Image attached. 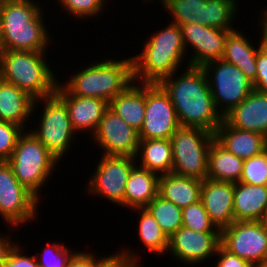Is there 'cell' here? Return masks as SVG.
<instances>
[{"label":"cell","mask_w":267,"mask_h":267,"mask_svg":"<svg viewBox=\"0 0 267 267\" xmlns=\"http://www.w3.org/2000/svg\"><path fill=\"white\" fill-rule=\"evenodd\" d=\"M184 68L180 75L176 71L159 84L169 94L180 126L215 134L224 117L215 106L206 73L199 66Z\"/></svg>","instance_id":"6da1fadb"},{"label":"cell","mask_w":267,"mask_h":267,"mask_svg":"<svg viewBox=\"0 0 267 267\" xmlns=\"http://www.w3.org/2000/svg\"><path fill=\"white\" fill-rule=\"evenodd\" d=\"M43 12L36 0H2L0 49L47 52L52 34Z\"/></svg>","instance_id":"7a4b0ae2"},{"label":"cell","mask_w":267,"mask_h":267,"mask_svg":"<svg viewBox=\"0 0 267 267\" xmlns=\"http://www.w3.org/2000/svg\"><path fill=\"white\" fill-rule=\"evenodd\" d=\"M143 44L140 53L132 56L133 78L136 82L160 83L164 78L181 70L180 66L188 56L181 28L171 22L154 31Z\"/></svg>","instance_id":"3957f363"},{"label":"cell","mask_w":267,"mask_h":267,"mask_svg":"<svg viewBox=\"0 0 267 267\" xmlns=\"http://www.w3.org/2000/svg\"><path fill=\"white\" fill-rule=\"evenodd\" d=\"M92 62L84 68L81 66L82 70L72 72L65 83L59 79V83L71 95L99 98L109 104L117 94L134 82L132 56L126 59L121 57L119 60L104 57L103 61Z\"/></svg>","instance_id":"277c9868"},{"label":"cell","mask_w":267,"mask_h":267,"mask_svg":"<svg viewBox=\"0 0 267 267\" xmlns=\"http://www.w3.org/2000/svg\"><path fill=\"white\" fill-rule=\"evenodd\" d=\"M47 60V52L0 49V78L34 100L51 96L59 80Z\"/></svg>","instance_id":"5b68a950"},{"label":"cell","mask_w":267,"mask_h":267,"mask_svg":"<svg viewBox=\"0 0 267 267\" xmlns=\"http://www.w3.org/2000/svg\"><path fill=\"white\" fill-rule=\"evenodd\" d=\"M7 162L11 165L17 180L39 200L42 187L47 185L57 166H60V161L30 130H25L19 137Z\"/></svg>","instance_id":"8992f818"},{"label":"cell","mask_w":267,"mask_h":267,"mask_svg":"<svg viewBox=\"0 0 267 267\" xmlns=\"http://www.w3.org/2000/svg\"><path fill=\"white\" fill-rule=\"evenodd\" d=\"M39 103L43 108H40V116H37L39 123L36 124L34 121L33 129L30 131L61 162V159L66 157V152L73 148L74 141L77 140L75 139L77 133L71 126L67 105L54 93L51 96L34 100L32 113L38 111Z\"/></svg>","instance_id":"52a82bcc"},{"label":"cell","mask_w":267,"mask_h":267,"mask_svg":"<svg viewBox=\"0 0 267 267\" xmlns=\"http://www.w3.org/2000/svg\"><path fill=\"white\" fill-rule=\"evenodd\" d=\"M215 135L203 128L180 126L170 137L172 173L204 180L208 174V152Z\"/></svg>","instance_id":"ba28073f"},{"label":"cell","mask_w":267,"mask_h":267,"mask_svg":"<svg viewBox=\"0 0 267 267\" xmlns=\"http://www.w3.org/2000/svg\"><path fill=\"white\" fill-rule=\"evenodd\" d=\"M40 201L17 180L11 165L0 161V216L9 229L35 221Z\"/></svg>","instance_id":"9c48e42d"},{"label":"cell","mask_w":267,"mask_h":267,"mask_svg":"<svg viewBox=\"0 0 267 267\" xmlns=\"http://www.w3.org/2000/svg\"><path fill=\"white\" fill-rule=\"evenodd\" d=\"M204 69L217 110L224 117L254 89L252 82L235 65L222 59L207 62Z\"/></svg>","instance_id":"30bf717a"},{"label":"cell","mask_w":267,"mask_h":267,"mask_svg":"<svg viewBox=\"0 0 267 267\" xmlns=\"http://www.w3.org/2000/svg\"><path fill=\"white\" fill-rule=\"evenodd\" d=\"M100 160L95 166L86 184V192L91 196L104 197L111 204L124 209V194L128 177L136 159L131 156L100 154Z\"/></svg>","instance_id":"8fae6325"},{"label":"cell","mask_w":267,"mask_h":267,"mask_svg":"<svg viewBox=\"0 0 267 267\" xmlns=\"http://www.w3.org/2000/svg\"><path fill=\"white\" fill-rule=\"evenodd\" d=\"M180 127L169 94L159 83H145V118L140 139H170Z\"/></svg>","instance_id":"7c38bea8"},{"label":"cell","mask_w":267,"mask_h":267,"mask_svg":"<svg viewBox=\"0 0 267 267\" xmlns=\"http://www.w3.org/2000/svg\"><path fill=\"white\" fill-rule=\"evenodd\" d=\"M220 245L253 266L267 264V234L259 221H235L222 228Z\"/></svg>","instance_id":"4fadbf2b"},{"label":"cell","mask_w":267,"mask_h":267,"mask_svg":"<svg viewBox=\"0 0 267 267\" xmlns=\"http://www.w3.org/2000/svg\"><path fill=\"white\" fill-rule=\"evenodd\" d=\"M104 155L136 157L140 142L139 132L128 125L109 107L91 139Z\"/></svg>","instance_id":"5bb4252c"},{"label":"cell","mask_w":267,"mask_h":267,"mask_svg":"<svg viewBox=\"0 0 267 267\" xmlns=\"http://www.w3.org/2000/svg\"><path fill=\"white\" fill-rule=\"evenodd\" d=\"M221 232H198L181 227L168 238V256L187 266H199L214 258L220 246Z\"/></svg>","instance_id":"9a60e30c"},{"label":"cell","mask_w":267,"mask_h":267,"mask_svg":"<svg viewBox=\"0 0 267 267\" xmlns=\"http://www.w3.org/2000/svg\"><path fill=\"white\" fill-rule=\"evenodd\" d=\"M186 49L190 53L184 65L202 67L207 62L222 59L228 34L234 30L199 25L195 23L179 25ZM192 51L188 50V48Z\"/></svg>","instance_id":"2e32d148"},{"label":"cell","mask_w":267,"mask_h":267,"mask_svg":"<svg viewBox=\"0 0 267 267\" xmlns=\"http://www.w3.org/2000/svg\"><path fill=\"white\" fill-rule=\"evenodd\" d=\"M55 93L67 105L73 130L77 134L80 132L90 133L89 135L91 138L96 132L104 111L109 107V104L105 100L99 98L71 95L59 82Z\"/></svg>","instance_id":"e0dca14e"},{"label":"cell","mask_w":267,"mask_h":267,"mask_svg":"<svg viewBox=\"0 0 267 267\" xmlns=\"http://www.w3.org/2000/svg\"><path fill=\"white\" fill-rule=\"evenodd\" d=\"M234 183L205 178L202 180L200 200L208 217L220 230L230 226L233 213Z\"/></svg>","instance_id":"ac0fdd59"},{"label":"cell","mask_w":267,"mask_h":267,"mask_svg":"<svg viewBox=\"0 0 267 267\" xmlns=\"http://www.w3.org/2000/svg\"><path fill=\"white\" fill-rule=\"evenodd\" d=\"M224 120L234 128L257 132L267 138V93L253 89Z\"/></svg>","instance_id":"d6986e66"},{"label":"cell","mask_w":267,"mask_h":267,"mask_svg":"<svg viewBox=\"0 0 267 267\" xmlns=\"http://www.w3.org/2000/svg\"><path fill=\"white\" fill-rule=\"evenodd\" d=\"M214 135L223 147L243 160L266 150L267 138L264 135L234 128L225 120L221 122Z\"/></svg>","instance_id":"ffe728a7"},{"label":"cell","mask_w":267,"mask_h":267,"mask_svg":"<svg viewBox=\"0 0 267 267\" xmlns=\"http://www.w3.org/2000/svg\"><path fill=\"white\" fill-rule=\"evenodd\" d=\"M33 103L34 99L26 92L0 78V121L11 122L29 130V120L36 115L32 113Z\"/></svg>","instance_id":"44dd1931"},{"label":"cell","mask_w":267,"mask_h":267,"mask_svg":"<svg viewBox=\"0 0 267 267\" xmlns=\"http://www.w3.org/2000/svg\"><path fill=\"white\" fill-rule=\"evenodd\" d=\"M243 31L236 29L228 34L222 60L237 66L254 85L257 74V52L261 48V44L258 38V45L256 43L254 45L249 39L251 37L248 36L247 38Z\"/></svg>","instance_id":"7402d4cb"},{"label":"cell","mask_w":267,"mask_h":267,"mask_svg":"<svg viewBox=\"0 0 267 267\" xmlns=\"http://www.w3.org/2000/svg\"><path fill=\"white\" fill-rule=\"evenodd\" d=\"M267 209V186L234 183L233 213L235 221H259Z\"/></svg>","instance_id":"603a6c76"},{"label":"cell","mask_w":267,"mask_h":267,"mask_svg":"<svg viewBox=\"0 0 267 267\" xmlns=\"http://www.w3.org/2000/svg\"><path fill=\"white\" fill-rule=\"evenodd\" d=\"M159 175L145 168L133 167L129 174L124 194V208H145L157 195Z\"/></svg>","instance_id":"cb8c5ba5"},{"label":"cell","mask_w":267,"mask_h":267,"mask_svg":"<svg viewBox=\"0 0 267 267\" xmlns=\"http://www.w3.org/2000/svg\"><path fill=\"white\" fill-rule=\"evenodd\" d=\"M109 108L139 132L145 118V83L132 82L109 102Z\"/></svg>","instance_id":"d4e9b609"},{"label":"cell","mask_w":267,"mask_h":267,"mask_svg":"<svg viewBox=\"0 0 267 267\" xmlns=\"http://www.w3.org/2000/svg\"><path fill=\"white\" fill-rule=\"evenodd\" d=\"M202 180L173 173L159 176L158 194L180 208L200 201Z\"/></svg>","instance_id":"484cf974"},{"label":"cell","mask_w":267,"mask_h":267,"mask_svg":"<svg viewBox=\"0 0 267 267\" xmlns=\"http://www.w3.org/2000/svg\"><path fill=\"white\" fill-rule=\"evenodd\" d=\"M135 159L138 166L159 176L172 173L173 152L170 139H140Z\"/></svg>","instance_id":"4316f807"},{"label":"cell","mask_w":267,"mask_h":267,"mask_svg":"<svg viewBox=\"0 0 267 267\" xmlns=\"http://www.w3.org/2000/svg\"><path fill=\"white\" fill-rule=\"evenodd\" d=\"M243 165V159L232 154L214 139L208 152V174L206 178L233 183L240 182Z\"/></svg>","instance_id":"83f0119b"},{"label":"cell","mask_w":267,"mask_h":267,"mask_svg":"<svg viewBox=\"0 0 267 267\" xmlns=\"http://www.w3.org/2000/svg\"><path fill=\"white\" fill-rule=\"evenodd\" d=\"M135 213L139 214L137 220V232L139 241L146 247L149 253L157 256H165L168 250V238L161 230L159 224L146 208H135Z\"/></svg>","instance_id":"f1b7e54d"},{"label":"cell","mask_w":267,"mask_h":267,"mask_svg":"<svg viewBox=\"0 0 267 267\" xmlns=\"http://www.w3.org/2000/svg\"><path fill=\"white\" fill-rule=\"evenodd\" d=\"M161 5L172 16L169 22L173 24L207 26V0H165Z\"/></svg>","instance_id":"f546056e"},{"label":"cell","mask_w":267,"mask_h":267,"mask_svg":"<svg viewBox=\"0 0 267 267\" xmlns=\"http://www.w3.org/2000/svg\"><path fill=\"white\" fill-rule=\"evenodd\" d=\"M155 218L167 238L182 227V208L159 194L145 207Z\"/></svg>","instance_id":"4dcf8cb0"},{"label":"cell","mask_w":267,"mask_h":267,"mask_svg":"<svg viewBox=\"0 0 267 267\" xmlns=\"http://www.w3.org/2000/svg\"><path fill=\"white\" fill-rule=\"evenodd\" d=\"M238 2L237 0H207V26L221 30H236L233 24L238 15Z\"/></svg>","instance_id":"1f68e13d"},{"label":"cell","mask_w":267,"mask_h":267,"mask_svg":"<svg viewBox=\"0 0 267 267\" xmlns=\"http://www.w3.org/2000/svg\"><path fill=\"white\" fill-rule=\"evenodd\" d=\"M65 10V13L70 14L75 19L89 20V18H97L107 8L106 0H55ZM106 6V7H104ZM82 18V19H81ZM86 18V19H85Z\"/></svg>","instance_id":"d6a6232c"},{"label":"cell","mask_w":267,"mask_h":267,"mask_svg":"<svg viewBox=\"0 0 267 267\" xmlns=\"http://www.w3.org/2000/svg\"><path fill=\"white\" fill-rule=\"evenodd\" d=\"M182 226L198 232H221L208 217L202 201L182 208Z\"/></svg>","instance_id":"836d02e7"},{"label":"cell","mask_w":267,"mask_h":267,"mask_svg":"<svg viewBox=\"0 0 267 267\" xmlns=\"http://www.w3.org/2000/svg\"><path fill=\"white\" fill-rule=\"evenodd\" d=\"M65 244L61 241L48 242L40 253L36 252L34 255L39 267H67L69 259L76 250L69 249Z\"/></svg>","instance_id":"e575fe53"},{"label":"cell","mask_w":267,"mask_h":267,"mask_svg":"<svg viewBox=\"0 0 267 267\" xmlns=\"http://www.w3.org/2000/svg\"><path fill=\"white\" fill-rule=\"evenodd\" d=\"M240 182L267 186V150L244 160Z\"/></svg>","instance_id":"d590c367"},{"label":"cell","mask_w":267,"mask_h":267,"mask_svg":"<svg viewBox=\"0 0 267 267\" xmlns=\"http://www.w3.org/2000/svg\"><path fill=\"white\" fill-rule=\"evenodd\" d=\"M24 131L17 124L0 121V161H8Z\"/></svg>","instance_id":"8d00e7d4"},{"label":"cell","mask_w":267,"mask_h":267,"mask_svg":"<svg viewBox=\"0 0 267 267\" xmlns=\"http://www.w3.org/2000/svg\"><path fill=\"white\" fill-rule=\"evenodd\" d=\"M124 248H121L123 250L119 249L120 252L115 250V253L109 256H101L97 259L95 267H140V254L136 253L135 249Z\"/></svg>","instance_id":"74e56055"},{"label":"cell","mask_w":267,"mask_h":267,"mask_svg":"<svg viewBox=\"0 0 267 267\" xmlns=\"http://www.w3.org/2000/svg\"><path fill=\"white\" fill-rule=\"evenodd\" d=\"M21 246L18 243L14 247L3 267H39L35 255H27V252L24 251L25 247Z\"/></svg>","instance_id":"f35d334b"},{"label":"cell","mask_w":267,"mask_h":267,"mask_svg":"<svg viewBox=\"0 0 267 267\" xmlns=\"http://www.w3.org/2000/svg\"><path fill=\"white\" fill-rule=\"evenodd\" d=\"M256 70L254 89L267 93V52L260 48L257 52Z\"/></svg>","instance_id":"ab89813d"},{"label":"cell","mask_w":267,"mask_h":267,"mask_svg":"<svg viewBox=\"0 0 267 267\" xmlns=\"http://www.w3.org/2000/svg\"><path fill=\"white\" fill-rule=\"evenodd\" d=\"M214 257L217 258V265H214L215 267H254L248 261L229 253L221 245L218 247Z\"/></svg>","instance_id":"60d3db41"},{"label":"cell","mask_w":267,"mask_h":267,"mask_svg":"<svg viewBox=\"0 0 267 267\" xmlns=\"http://www.w3.org/2000/svg\"><path fill=\"white\" fill-rule=\"evenodd\" d=\"M94 252L76 251L68 261L67 267H95L97 257Z\"/></svg>","instance_id":"b9f144b4"},{"label":"cell","mask_w":267,"mask_h":267,"mask_svg":"<svg viewBox=\"0 0 267 267\" xmlns=\"http://www.w3.org/2000/svg\"><path fill=\"white\" fill-rule=\"evenodd\" d=\"M12 240L13 238H11V233L9 235L0 233V267H3L9 257V254L17 243H19Z\"/></svg>","instance_id":"7bdbcfd3"},{"label":"cell","mask_w":267,"mask_h":267,"mask_svg":"<svg viewBox=\"0 0 267 267\" xmlns=\"http://www.w3.org/2000/svg\"><path fill=\"white\" fill-rule=\"evenodd\" d=\"M260 14L259 18L257 19L258 21V31H260L258 34H261L259 37L260 39V44H261V48L263 50H265L267 52V11L265 9H262L260 12H258Z\"/></svg>","instance_id":"ee69618b"},{"label":"cell","mask_w":267,"mask_h":267,"mask_svg":"<svg viewBox=\"0 0 267 267\" xmlns=\"http://www.w3.org/2000/svg\"><path fill=\"white\" fill-rule=\"evenodd\" d=\"M259 223L261 224L263 230L267 234V209L264 211L261 218L259 219Z\"/></svg>","instance_id":"f6af8a7d"},{"label":"cell","mask_w":267,"mask_h":267,"mask_svg":"<svg viewBox=\"0 0 267 267\" xmlns=\"http://www.w3.org/2000/svg\"><path fill=\"white\" fill-rule=\"evenodd\" d=\"M1 14H2V0H0V43L2 38Z\"/></svg>","instance_id":"bcb514c9"},{"label":"cell","mask_w":267,"mask_h":267,"mask_svg":"<svg viewBox=\"0 0 267 267\" xmlns=\"http://www.w3.org/2000/svg\"><path fill=\"white\" fill-rule=\"evenodd\" d=\"M143 1H145V0H142V2H143ZM146 1H147V2H149V1L151 2V1H153V0H146ZM164 1H165V0H159L158 2H159L160 5H161Z\"/></svg>","instance_id":"7dc6e473"},{"label":"cell","mask_w":267,"mask_h":267,"mask_svg":"<svg viewBox=\"0 0 267 267\" xmlns=\"http://www.w3.org/2000/svg\"><path fill=\"white\" fill-rule=\"evenodd\" d=\"M254 267H267V264L257 265V266H254Z\"/></svg>","instance_id":"c3c4849f"}]
</instances>
